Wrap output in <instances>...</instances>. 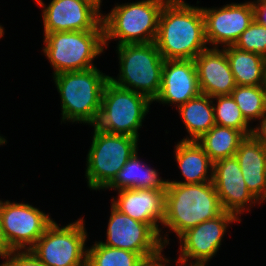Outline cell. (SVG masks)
Returning <instances> with one entry per match:
<instances>
[{"mask_svg": "<svg viewBox=\"0 0 266 266\" xmlns=\"http://www.w3.org/2000/svg\"><path fill=\"white\" fill-rule=\"evenodd\" d=\"M52 78L61 99V124L71 122L94 126L100 114L102 92L109 75L93 67L63 72Z\"/></svg>", "mask_w": 266, "mask_h": 266, "instance_id": "3957f363", "label": "cell"}, {"mask_svg": "<svg viewBox=\"0 0 266 266\" xmlns=\"http://www.w3.org/2000/svg\"><path fill=\"white\" fill-rule=\"evenodd\" d=\"M222 212L212 181L195 184L168 183L165 193L164 220L160 232L164 247L170 245L168 232L171 231L178 238L188 229L214 219ZM164 227L168 230L165 233Z\"/></svg>", "mask_w": 266, "mask_h": 266, "instance_id": "7a4b0ae2", "label": "cell"}, {"mask_svg": "<svg viewBox=\"0 0 266 266\" xmlns=\"http://www.w3.org/2000/svg\"><path fill=\"white\" fill-rule=\"evenodd\" d=\"M93 243L87 248V266H139L144 261L133 251Z\"/></svg>", "mask_w": 266, "mask_h": 266, "instance_id": "d4e9b609", "label": "cell"}, {"mask_svg": "<svg viewBox=\"0 0 266 266\" xmlns=\"http://www.w3.org/2000/svg\"><path fill=\"white\" fill-rule=\"evenodd\" d=\"M174 148V160L184 180H168V183L195 184L212 181L213 161L197 141L180 140Z\"/></svg>", "mask_w": 266, "mask_h": 266, "instance_id": "ffe728a7", "label": "cell"}, {"mask_svg": "<svg viewBox=\"0 0 266 266\" xmlns=\"http://www.w3.org/2000/svg\"><path fill=\"white\" fill-rule=\"evenodd\" d=\"M230 95L249 123L259 121L265 116L266 85H237Z\"/></svg>", "mask_w": 266, "mask_h": 266, "instance_id": "484cf974", "label": "cell"}, {"mask_svg": "<svg viewBox=\"0 0 266 266\" xmlns=\"http://www.w3.org/2000/svg\"><path fill=\"white\" fill-rule=\"evenodd\" d=\"M168 0H141L116 3L102 14L104 47L118 40L117 46L155 42L161 10Z\"/></svg>", "mask_w": 266, "mask_h": 266, "instance_id": "277c9868", "label": "cell"}, {"mask_svg": "<svg viewBox=\"0 0 266 266\" xmlns=\"http://www.w3.org/2000/svg\"><path fill=\"white\" fill-rule=\"evenodd\" d=\"M212 104L216 125L234 128L245 136L251 135L252 124L244 118L231 95L212 97Z\"/></svg>", "mask_w": 266, "mask_h": 266, "instance_id": "4316f807", "label": "cell"}, {"mask_svg": "<svg viewBox=\"0 0 266 266\" xmlns=\"http://www.w3.org/2000/svg\"><path fill=\"white\" fill-rule=\"evenodd\" d=\"M153 102L135 91L115 85L108 80L101 98L97 129L139 139V129Z\"/></svg>", "mask_w": 266, "mask_h": 266, "instance_id": "ba28073f", "label": "cell"}, {"mask_svg": "<svg viewBox=\"0 0 266 266\" xmlns=\"http://www.w3.org/2000/svg\"><path fill=\"white\" fill-rule=\"evenodd\" d=\"M234 46L239 50L256 53L266 58V26L254 19Z\"/></svg>", "mask_w": 266, "mask_h": 266, "instance_id": "83f0119b", "label": "cell"}, {"mask_svg": "<svg viewBox=\"0 0 266 266\" xmlns=\"http://www.w3.org/2000/svg\"><path fill=\"white\" fill-rule=\"evenodd\" d=\"M119 73L109 76L115 85L135 91L152 102L161 88L164 58L154 42L116 46Z\"/></svg>", "mask_w": 266, "mask_h": 266, "instance_id": "5b68a950", "label": "cell"}, {"mask_svg": "<svg viewBox=\"0 0 266 266\" xmlns=\"http://www.w3.org/2000/svg\"><path fill=\"white\" fill-rule=\"evenodd\" d=\"M200 94L194 60L164 61L160 92L153 102L177 108Z\"/></svg>", "mask_w": 266, "mask_h": 266, "instance_id": "2e32d148", "label": "cell"}, {"mask_svg": "<svg viewBox=\"0 0 266 266\" xmlns=\"http://www.w3.org/2000/svg\"><path fill=\"white\" fill-rule=\"evenodd\" d=\"M42 52L53 75L97 67L93 61L104 52L103 30L43 33Z\"/></svg>", "mask_w": 266, "mask_h": 266, "instance_id": "8992f818", "label": "cell"}, {"mask_svg": "<svg viewBox=\"0 0 266 266\" xmlns=\"http://www.w3.org/2000/svg\"><path fill=\"white\" fill-rule=\"evenodd\" d=\"M248 191L262 204L266 198V147L246 136L235 153Z\"/></svg>", "mask_w": 266, "mask_h": 266, "instance_id": "d6986e66", "label": "cell"}, {"mask_svg": "<svg viewBox=\"0 0 266 266\" xmlns=\"http://www.w3.org/2000/svg\"><path fill=\"white\" fill-rule=\"evenodd\" d=\"M205 20V37L209 48L234 46L254 20L252 0L222 7H201Z\"/></svg>", "mask_w": 266, "mask_h": 266, "instance_id": "5bb4252c", "label": "cell"}, {"mask_svg": "<svg viewBox=\"0 0 266 266\" xmlns=\"http://www.w3.org/2000/svg\"><path fill=\"white\" fill-rule=\"evenodd\" d=\"M212 183L223 211L234 214L239 220L245 211L261 205L248 191L235 156L213 162Z\"/></svg>", "mask_w": 266, "mask_h": 266, "instance_id": "9a60e30c", "label": "cell"}, {"mask_svg": "<svg viewBox=\"0 0 266 266\" xmlns=\"http://www.w3.org/2000/svg\"><path fill=\"white\" fill-rule=\"evenodd\" d=\"M116 192L118 196L111 199V204L117 210L137 221L149 224L160 235L165 213L166 191L123 189Z\"/></svg>", "mask_w": 266, "mask_h": 266, "instance_id": "e0dca14e", "label": "cell"}, {"mask_svg": "<svg viewBox=\"0 0 266 266\" xmlns=\"http://www.w3.org/2000/svg\"><path fill=\"white\" fill-rule=\"evenodd\" d=\"M106 240L103 245L138 253L144 260L154 258L165 248L160 235L147 223L137 221L110 205Z\"/></svg>", "mask_w": 266, "mask_h": 266, "instance_id": "7c38bea8", "label": "cell"}, {"mask_svg": "<svg viewBox=\"0 0 266 266\" xmlns=\"http://www.w3.org/2000/svg\"><path fill=\"white\" fill-rule=\"evenodd\" d=\"M4 31H5V28H4V27L1 25V23H0V39L4 37V36H3L4 33H5Z\"/></svg>", "mask_w": 266, "mask_h": 266, "instance_id": "e575fe53", "label": "cell"}, {"mask_svg": "<svg viewBox=\"0 0 266 266\" xmlns=\"http://www.w3.org/2000/svg\"><path fill=\"white\" fill-rule=\"evenodd\" d=\"M94 129L86 158L85 178L90 190H104L130 157L138 151L139 139Z\"/></svg>", "mask_w": 266, "mask_h": 266, "instance_id": "52a82bcc", "label": "cell"}, {"mask_svg": "<svg viewBox=\"0 0 266 266\" xmlns=\"http://www.w3.org/2000/svg\"><path fill=\"white\" fill-rule=\"evenodd\" d=\"M154 43L164 60H194L208 49L201 6L168 0L159 16Z\"/></svg>", "mask_w": 266, "mask_h": 266, "instance_id": "6da1fadb", "label": "cell"}, {"mask_svg": "<svg viewBox=\"0 0 266 266\" xmlns=\"http://www.w3.org/2000/svg\"><path fill=\"white\" fill-rule=\"evenodd\" d=\"M254 7V19L261 25L266 26V0H252Z\"/></svg>", "mask_w": 266, "mask_h": 266, "instance_id": "f546056e", "label": "cell"}, {"mask_svg": "<svg viewBox=\"0 0 266 266\" xmlns=\"http://www.w3.org/2000/svg\"><path fill=\"white\" fill-rule=\"evenodd\" d=\"M255 126H252L251 135L266 147V116L262 117Z\"/></svg>", "mask_w": 266, "mask_h": 266, "instance_id": "4dcf8cb0", "label": "cell"}, {"mask_svg": "<svg viewBox=\"0 0 266 266\" xmlns=\"http://www.w3.org/2000/svg\"><path fill=\"white\" fill-rule=\"evenodd\" d=\"M4 266H45L42 264L30 250L10 251L0 260Z\"/></svg>", "mask_w": 266, "mask_h": 266, "instance_id": "f1b7e54d", "label": "cell"}, {"mask_svg": "<svg viewBox=\"0 0 266 266\" xmlns=\"http://www.w3.org/2000/svg\"><path fill=\"white\" fill-rule=\"evenodd\" d=\"M93 2H95L97 5H99L100 7L103 6L102 1L103 0H92Z\"/></svg>", "mask_w": 266, "mask_h": 266, "instance_id": "d590c367", "label": "cell"}, {"mask_svg": "<svg viewBox=\"0 0 266 266\" xmlns=\"http://www.w3.org/2000/svg\"><path fill=\"white\" fill-rule=\"evenodd\" d=\"M176 110L189 134L181 140L197 141L215 125L212 97L208 95L200 94Z\"/></svg>", "mask_w": 266, "mask_h": 266, "instance_id": "7402d4cb", "label": "cell"}, {"mask_svg": "<svg viewBox=\"0 0 266 266\" xmlns=\"http://www.w3.org/2000/svg\"><path fill=\"white\" fill-rule=\"evenodd\" d=\"M5 138H6L5 136H3V135L1 136L0 135V146L1 145L3 146L4 144L5 145L7 144V140Z\"/></svg>", "mask_w": 266, "mask_h": 266, "instance_id": "836d02e7", "label": "cell"}, {"mask_svg": "<svg viewBox=\"0 0 266 266\" xmlns=\"http://www.w3.org/2000/svg\"><path fill=\"white\" fill-rule=\"evenodd\" d=\"M9 252H10L9 246L4 238L2 226L0 222V258L4 257Z\"/></svg>", "mask_w": 266, "mask_h": 266, "instance_id": "d6a6232c", "label": "cell"}, {"mask_svg": "<svg viewBox=\"0 0 266 266\" xmlns=\"http://www.w3.org/2000/svg\"><path fill=\"white\" fill-rule=\"evenodd\" d=\"M53 221L32 204L0 199V222L10 251L30 250Z\"/></svg>", "mask_w": 266, "mask_h": 266, "instance_id": "30bf717a", "label": "cell"}, {"mask_svg": "<svg viewBox=\"0 0 266 266\" xmlns=\"http://www.w3.org/2000/svg\"><path fill=\"white\" fill-rule=\"evenodd\" d=\"M245 137L239 130L215 124L197 142L215 162L222 158L234 157L239 144Z\"/></svg>", "mask_w": 266, "mask_h": 266, "instance_id": "cb8c5ba5", "label": "cell"}, {"mask_svg": "<svg viewBox=\"0 0 266 266\" xmlns=\"http://www.w3.org/2000/svg\"><path fill=\"white\" fill-rule=\"evenodd\" d=\"M194 62L201 94L210 97L230 95L237 86L222 48H208Z\"/></svg>", "mask_w": 266, "mask_h": 266, "instance_id": "ac0fdd59", "label": "cell"}, {"mask_svg": "<svg viewBox=\"0 0 266 266\" xmlns=\"http://www.w3.org/2000/svg\"><path fill=\"white\" fill-rule=\"evenodd\" d=\"M241 223L234 214L223 211L214 219L204 221L188 229L179 237V266H208L221 247L227 228L232 223ZM193 259V260H191ZM189 262V264H188Z\"/></svg>", "mask_w": 266, "mask_h": 266, "instance_id": "8fae6325", "label": "cell"}, {"mask_svg": "<svg viewBox=\"0 0 266 266\" xmlns=\"http://www.w3.org/2000/svg\"><path fill=\"white\" fill-rule=\"evenodd\" d=\"M34 1L42 8L43 33L103 30V12L92 0Z\"/></svg>", "mask_w": 266, "mask_h": 266, "instance_id": "4fadbf2b", "label": "cell"}, {"mask_svg": "<svg viewBox=\"0 0 266 266\" xmlns=\"http://www.w3.org/2000/svg\"><path fill=\"white\" fill-rule=\"evenodd\" d=\"M55 220L30 249L45 266H87V239L83 217L59 226ZM86 246V247H85Z\"/></svg>", "mask_w": 266, "mask_h": 266, "instance_id": "9c48e42d", "label": "cell"}, {"mask_svg": "<svg viewBox=\"0 0 266 266\" xmlns=\"http://www.w3.org/2000/svg\"><path fill=\"white\" fill-rule=\"evenodd\" d=\"M222 49L226 52L236 85H266V58L256 53L239 50L235 46Z\"/></svg>", "mask_w": 266, "mask_h": 266, "instance_id": "603a6c76", "label": "cell"}, {"mask_svg": "<svg viewBox=\"0 0 266 266\" xmlns=\"http://www.w3.org/2000/svg\"><path fill=\"white\" fill-rule=\"evenodd\" d=\"M138 155L137 151L130 157L115 179L104 190L156 189L167 191L169 179H162L161 173L142 162Z\"/></svg>", "mask_w": 266, "mask_h": 266, "instance_id": "44dd1931", "label": "cell"}, {"mask_svg": "<svg viewBox=\"0 0 266 266\" xmlns=\"http://www.w3.org/2000/svg\"><path fill=\"white\" fill-rule=\"evenodd\" d=\"M170 261L173 262L162 253L154 258L145 259L139 266H169Z\"/></svg>", "mask_w": 266, "mask_h": 266, "instance_id": "1f68e13d", "label": "cell"}]
</instances>
